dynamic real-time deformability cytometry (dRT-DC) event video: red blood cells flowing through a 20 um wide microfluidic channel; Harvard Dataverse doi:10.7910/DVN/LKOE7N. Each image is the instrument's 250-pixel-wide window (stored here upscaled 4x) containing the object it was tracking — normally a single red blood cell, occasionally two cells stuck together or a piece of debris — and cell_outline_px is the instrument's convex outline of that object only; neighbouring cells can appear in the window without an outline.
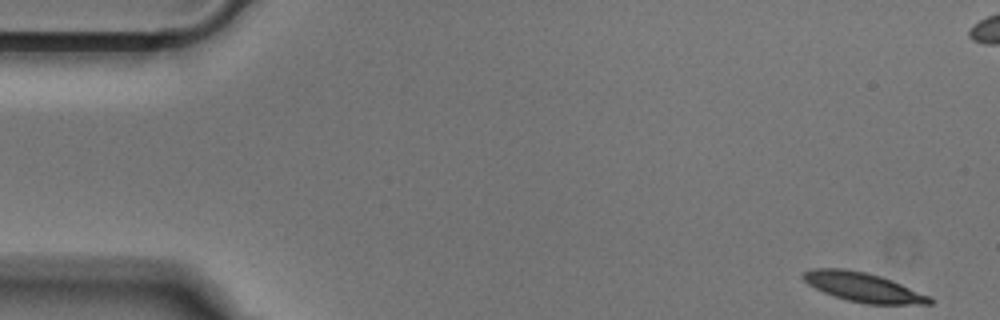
{"species": "Egyptian fruit bat (a non-hibernating species)", "species_latin": "Rousettus aegyptiacus", "temperature_condition": "cold", "stored_images_in_passage": 52, "camera_frame_rate_fps": 3000, "um_per_image_px": 0.085, "animal": {"sex": "male"}, "frame": {"image": 1, "passage_image": 1, "time_ms": 0.0, "image_size_px": [1000, 320], "cell_outline_px": [[932, 304], [868, 304], [848, 300], [824, 292], [808, 284], [804, 280], [804, 272], [812, 268], [844, 268], [864, 272], [880, 276], [892, 280], [932, 296]], "centroid_in_image_um": [73.42, 24.41], "position_along_channel_um": 11.6, "area_um2": 21.39}}
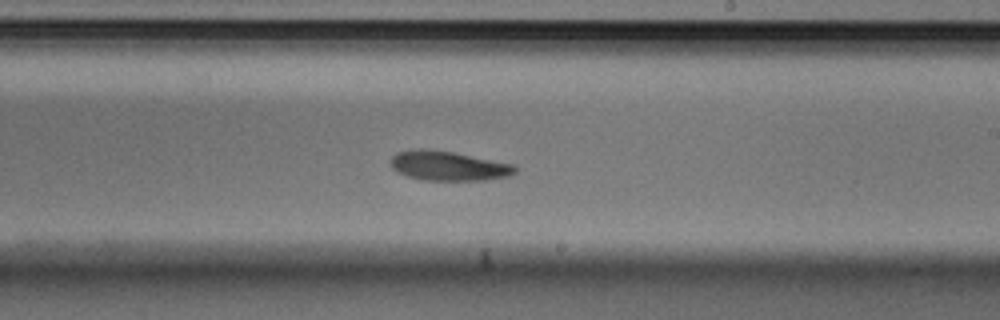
{"frame": {"image": 2, "passage_image": 29, "time_ms": 9.333, "image_size_px": [1000, 320], "cell_outline_px": [[520, 168], [516, 172], [508, 176], [484, 180], [424, 180], [408, 176], [392, 168], [392, 156], [396, 152], [420, 148], [428, 148], [452, 152], [516, 164]], "centroid_in_image_um": [38.17, 14.09], "position_along_channel_um": 250.8, "area_um2": 21.44}}
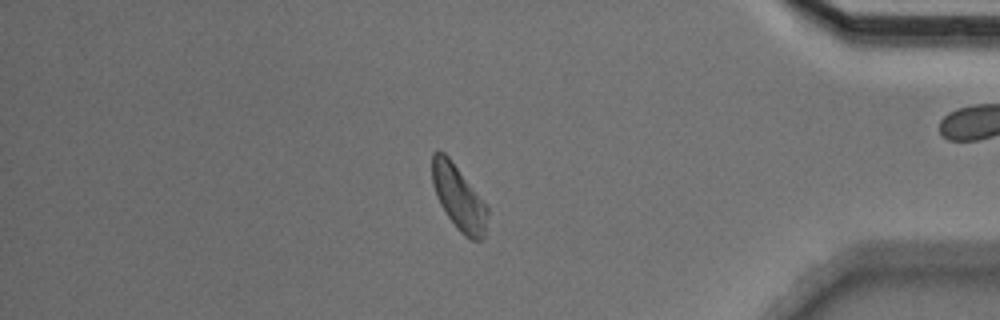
{"frame": {"image": 3, "passage_image": 43, "time_ms": 14.0, "image_size_px": [1000, 320], "cell_outline_px": [[488, 212], [484, 236], [480, 240], [472, 240], [464, 236], [456, 228], [440, 204], [436, 196], [432, 184], [432, 152], [436, 148], [440, 148], [448, 156], [488, 208]], "centroid_in_image_um": [38.95, 16.78], "position_along_channel_um": 396.3, "area_um2": 20.63}}